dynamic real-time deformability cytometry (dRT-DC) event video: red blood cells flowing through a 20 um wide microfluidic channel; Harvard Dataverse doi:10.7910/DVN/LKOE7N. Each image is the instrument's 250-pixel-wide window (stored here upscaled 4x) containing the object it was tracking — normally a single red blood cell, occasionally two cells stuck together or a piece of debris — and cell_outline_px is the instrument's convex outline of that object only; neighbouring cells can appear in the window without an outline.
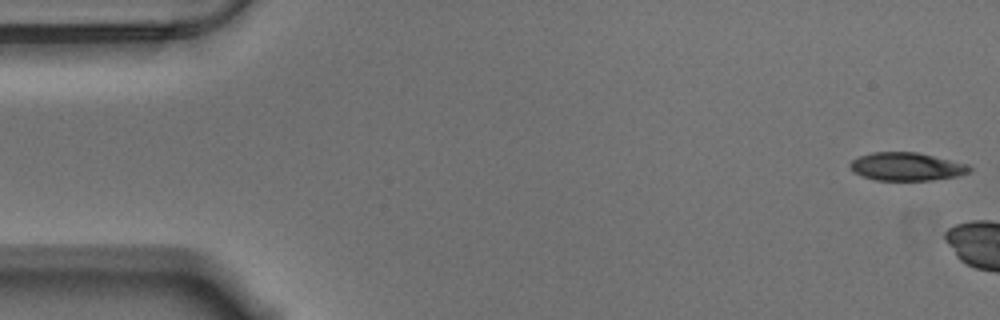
{"species": "Egyptian fruit bat (a non-hibernating species)", "species_latin": "Rousettus aegyptiacus", "temperature_condition": "warm", "stored_images_in_passage": 5, "camera_frame_rate_fps": 3000, "um_per_image_px": 0.085, "animal": {"sex": "male"}, "frame": {"image": 1, "passage_image": 1, "time_ms": 0.0, "image_size_px": [1000, 320], "cell_outline_px": [[972, 168], [968, 172], [960, 176], [932, 180], [876, 180], [852, 172], [848, 164], [852, 160], [860, 156], [872, 152], [916, 152], [968, 164]], "centroid_in_image_um": [77.05, 14.16], "position_along_channel_um": 7.9, "area_um2": 19.54}}